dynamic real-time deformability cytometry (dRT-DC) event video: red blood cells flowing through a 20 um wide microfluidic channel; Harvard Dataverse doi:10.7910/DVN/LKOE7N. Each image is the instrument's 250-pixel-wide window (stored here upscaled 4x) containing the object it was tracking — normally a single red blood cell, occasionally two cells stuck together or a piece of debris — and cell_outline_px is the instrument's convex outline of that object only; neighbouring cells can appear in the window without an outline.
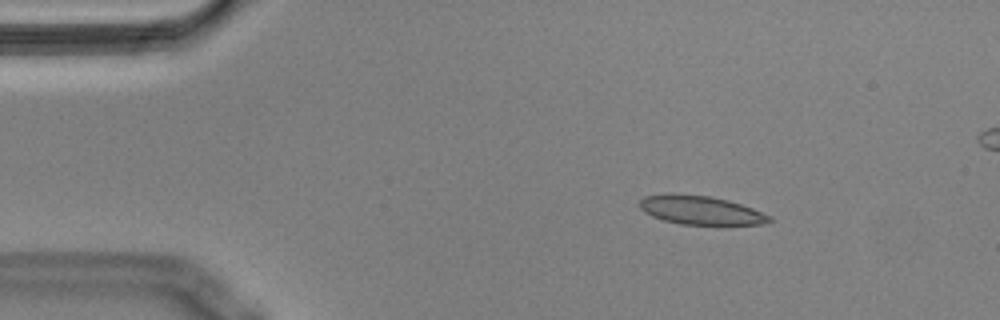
{"species": "Egyptian fruit bat (a non-hibernating species)", "species_latin": "Rousettus aegyptiacus", "temperature_condition": "cold", "stored_images_in_passage": 55, "camera_frame_rate_fps": 3000, "um_per_image_px": 0.085, "animal": {"sex": "male"}, "frame": {"image": 1, "passage_image": 7, "time_ms": 2.0, "image_size_px": [1000, 320], "cell_outline_px": [[772, 220], [760, 224], [680, 224], [664, 220], [652, 216], [644, 212], [640, 208], [640, 200], [644, 196], [668, 192], [672, 192], [708, 196], [728, 200], [752, 208], [772, 216]], "centroid_in_image_um": [59.5, 17.84], "position_along_channel_um": 25.5, "area_um2": 21.73}}
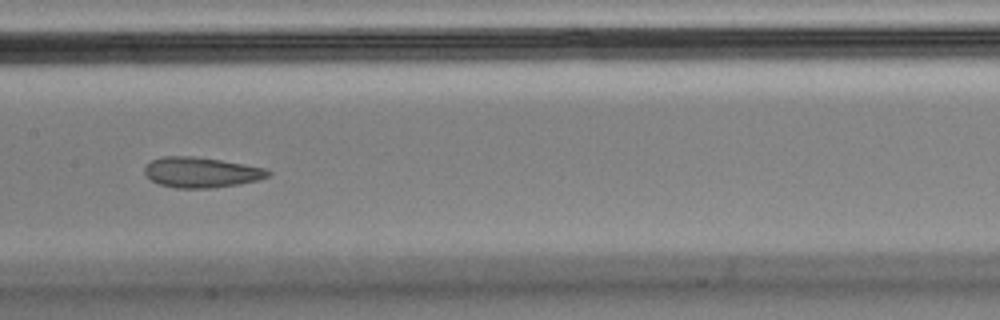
{"frame": {"image": 2, "passage_image": 26, "time_ms": 8.333, "image_size_px": [1000, 320], "cell_outline_px": [[272, 172], [268, 176], [256, 180], [236, 184], [208, 188], [176, 188], [160, 184], [152, 180], [144, 172], [144, 168], [152, 160], [164, 156], [192, 156], [220, 160], [264, 168]], "centroid_in_image_um": [17.07, 14.64], "position_along_channel_um": 190.3, "area_um2": 21.39}}
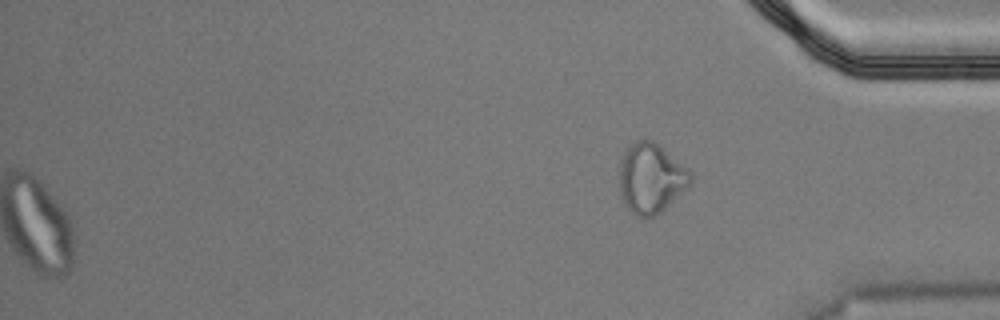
{"frame": {"image": 3, "passage_image": 55, "time_ms": 18.0, "image_size_px": [1000, 320], "cell_outline_px": [[692, 180], [660, 212], [652, 216], [636, 216], [624, 204], [620, 196], [620, 160], [628, 144], [636, 140], [652, 140], [688, 168], [692, 172]], "centroid_in_image_um": [55.29, 15.11], "position_along_channel_um": 379.9, "area_um2": 28.5}, "authors_computed_cell_mechanics": {"area_um2": 22.5998, "velocity_mm_per_s": 3.5591, "shape_relaxation_time_tau1_ms": null, "shape_relaxation_time_tau2_ms": 1.5894, "deformation_change_tau1": null, "deformation_change_tau2": 0.0783}}